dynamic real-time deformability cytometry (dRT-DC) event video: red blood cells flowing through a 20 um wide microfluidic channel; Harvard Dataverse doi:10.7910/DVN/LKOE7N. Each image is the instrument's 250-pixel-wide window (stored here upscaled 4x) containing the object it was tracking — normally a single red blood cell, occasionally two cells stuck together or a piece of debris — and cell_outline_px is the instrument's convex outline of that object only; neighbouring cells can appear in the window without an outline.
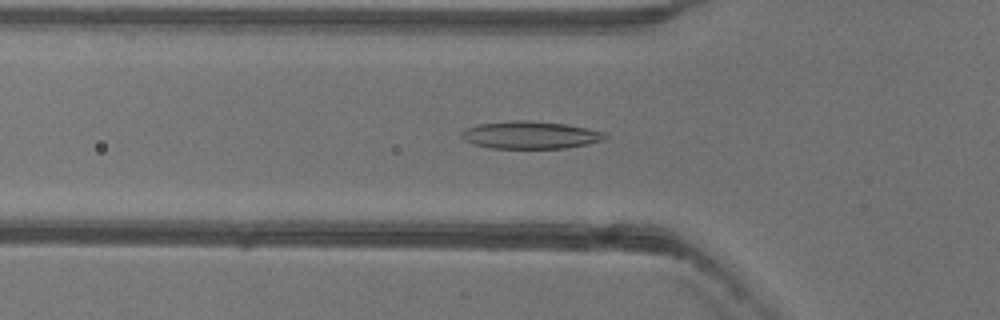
{"species": "common noctule bat (a hibernating species)", "species_latin": "Nyctalus noctula", "temperature_condition": "warm", "stored_images_in_passage": 51, "camera_frame_rate_fps": 3000, "um_per_image_px": 0.085, "animal": {"sex": "female"}, "frame": {"image": 1, "passage_image": 17, "time_ms": 5.333, "image_size_px": [1000, 320], "cell_outline_px": [[608, 136], [604, 140], [588, 144], [564, 148], [488, 148], [464, 140], [460, 136], [460, 132], [464, 128], [480, 124], [512, 120], [524, 120], [564, 124], [588, 128], [604, 132]], "centroid_in_image_um": [45.06, 11.47], "position_along_channel_um": 80.7, "area_um2": 23.0}}
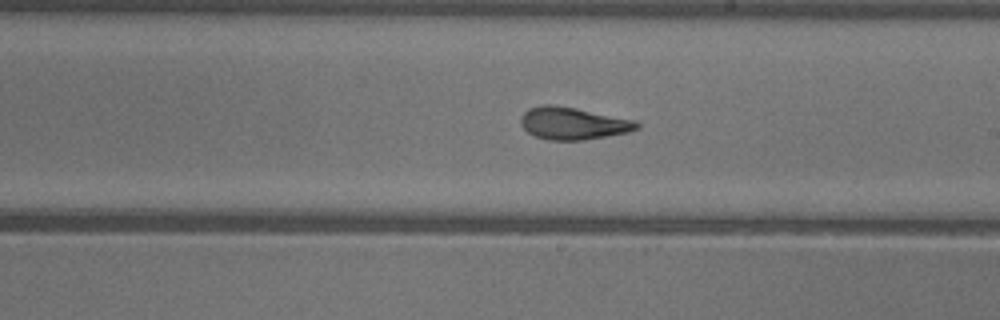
{"frame": {"image": 2, "passage_image": 29, "time_ms": 9.333, "image_size_px": [1000, 320], "cell_outline_px": [[640, 128], [628, 132], [584, 140], [548, 140], [536, 136], [528, 132], [520, 124], [520, 116], [528, 108], [540, 104], [552, 104], [576, 108], [636, 120], [640, 124]], "centroid_in_image_um": [48.69, 10.47], "position_along_channel_um": 240.3, "area_um2": 22.02}}
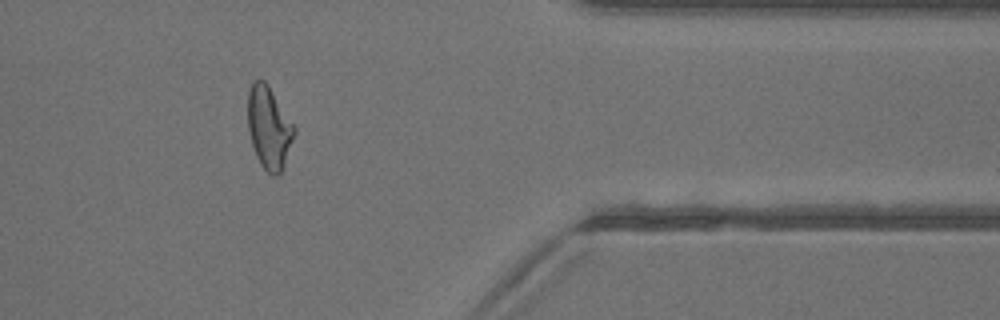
{"frame": {"image": 3, "passage_image": 42, "time_ms": 13.667, "image_size_px": [1000, 320], "cell_outline_px": [[296, 132], [284, 168], [276, 176], [272, 176], [260, 164], [256, 156], [252, 144], [248, 128], [248, 92], [252, 80], [264, 80], [268, 84], [296, 128]], "centroid_in_image_um": [22.87, 10.86], "position_along_channel_um": 388.5, "area_um2": 22.43}, "authors_computed_cell_mechanics": {"area_um2": 22.5998, "velocity_mm_per_s": 3.9621, "shape_relaxation_time_tau1_ms": 9.7228, "shape_relaxation_time_tau2_ms": 1.7367, "deformation_change_tau1": 0.2729, "deformation_change_tau2": 0.0916}}